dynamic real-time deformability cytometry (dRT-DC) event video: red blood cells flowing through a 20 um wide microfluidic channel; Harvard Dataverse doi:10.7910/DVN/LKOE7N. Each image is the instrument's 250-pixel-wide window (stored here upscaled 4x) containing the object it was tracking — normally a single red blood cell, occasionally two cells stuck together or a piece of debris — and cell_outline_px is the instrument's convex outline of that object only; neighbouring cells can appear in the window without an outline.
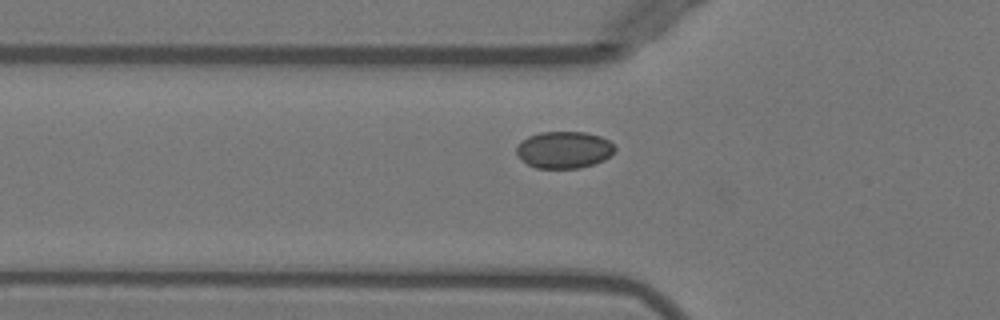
{"species": "Egyptian fruit bat (a non-hibernating species)", "species_latin": "Rousettus aegyptiacus", "temperature_condition": "warm", "stored_images_in_passage": 40, "camera_frame_rate_fps": 3000, "um_per_image_px": 0.085, "animal": {"sex": "female"}, "frame": {"image": 1, "passage_image": 10, "time_ms": 3.0, "image_size_px": [1000, 320], "cell_outline_px": [[616, 148], [604, 160], [580, 168], [536, 168], [528, 164], [516, 152], [516, 144], [520, 140], [528, 136], [540, 132], [584, 132], [600, 136], [608, 140]], "centroid_in_image_um": [47.91, 12.72], "position_along_channel_um": 77.9, "area_um2": 21.04}}
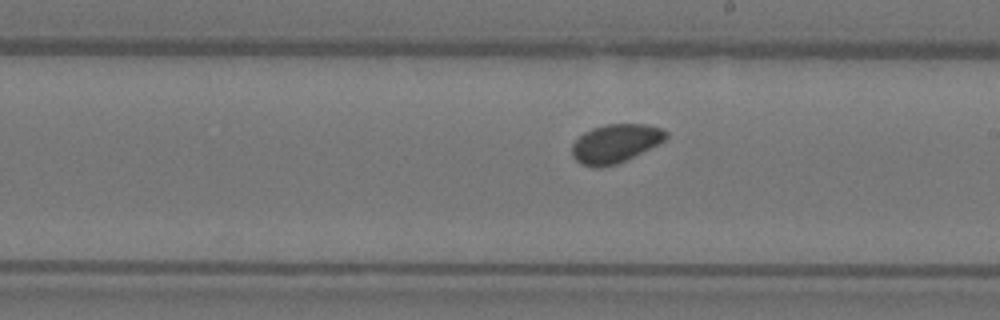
{"frame": {"image": 2, "passage_image": 22, "time_ms": 7.0, "image_size_px": [1000, 320], "cell_outline_px": [[668, 136], [664, 140], [616, 164], [600, 168], [596, 168], [580, 164], [572, 156], [572, 144], [584, 132], [592, 128], [604, 124], [644, 124], [664, 128], [668, 132]], "centroid_in_image_um": [52.28, 12.18], "position_along_channel_um": 236.7, "area_um2": 20.98}}
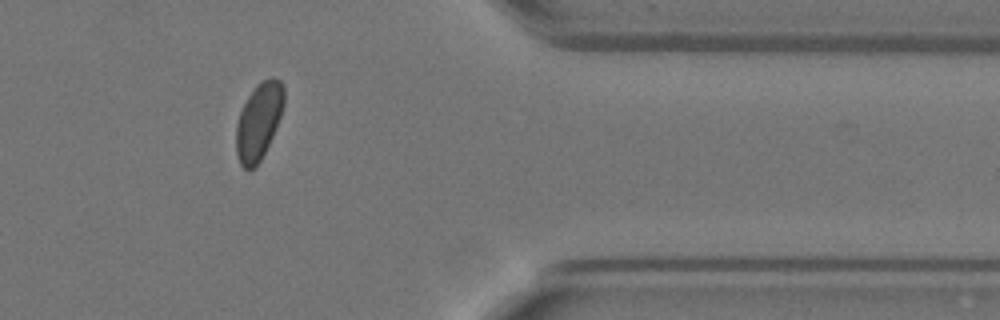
{"frame": {"image": 3, "passage_image": 35, "time_ms": 11.333, "image_size_px": [1000, 320], "cell_outline_px": [[284, 104], [276, 128], [260, 160], [248, 172], [240, 164], [236, 152], [236, 124], [240, 112], [248, 96], [256, 84], [272, 76], [280, 80], [284, 88]], "centroid_in_image_um": [21.98, 10.29], "position_along_channel_um": 389.4, "area_um2": 21.21}}